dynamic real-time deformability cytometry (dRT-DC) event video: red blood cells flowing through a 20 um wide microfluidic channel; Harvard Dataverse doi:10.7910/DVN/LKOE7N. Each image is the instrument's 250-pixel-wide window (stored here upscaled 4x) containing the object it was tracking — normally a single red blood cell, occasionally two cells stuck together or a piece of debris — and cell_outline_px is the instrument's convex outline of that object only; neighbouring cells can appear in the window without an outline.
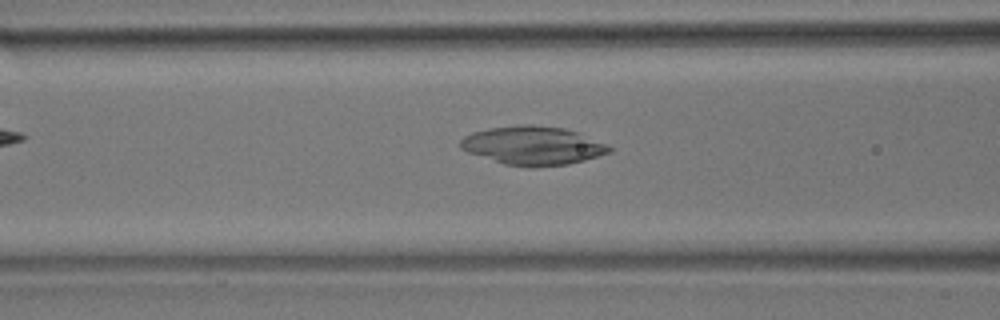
{"species": "common noctule bat (a hibernating species)", "species_latin": "Nyctalus noctula", "temperature_condition": "room temperature", "stored_images_in_passage": 39, "camera_frame_rate_fps": 3000, "um_per_image_px": 0.085, "animal": {"sex": "male", "body_mass_g": 17.9}, "frame": {"image": 1, "passage_image": 7, "time_ms": 2.0, "image_size_px": [1000, 320], "cell_outline_px": [[616, 148], [612, 152], [584, 160], [568, 164], [532, 168], [528, 168], [504, 164], [468, 152], [460, 148], [460, 140], [464, 136], [472, 132], [488, 128], [524, 124], [532, 124], [564, 128], [580, 132]], "centroid_in_image_um": [45.34, 12.37], "position_along_channel_um": 121.3, "area_um2": 33.93}}
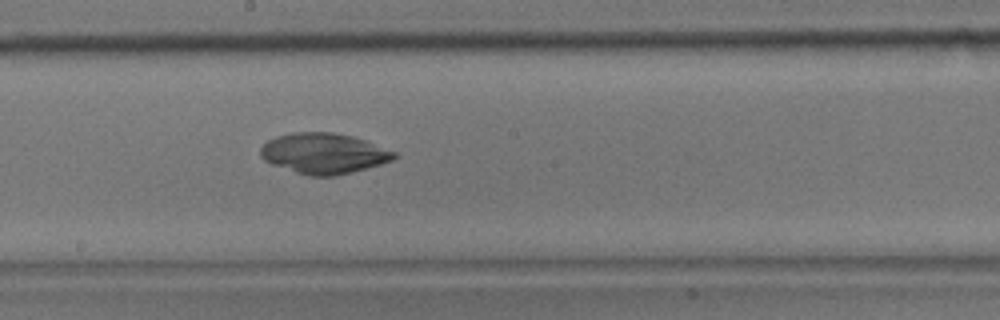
{"frame": {"image": 2, "passage_image": 15, "time_ms": 4.667, "image_size_px": [1000, 320], "cell_outline_px": [[400, 156], [392, 160], [380, 164], [352, 172], [336, 176], [308, 176], [272, 164], [264, 160], [260, 156], [260, 148], [268, 140], [276, 136], [292, 132], [332, 132], [352, 136], [364, 140], [396, 152]], "centroid_in_image_um": [27.51, 13.04], "position_along_channel_um": 220.7, "area_um2": 31.56}}
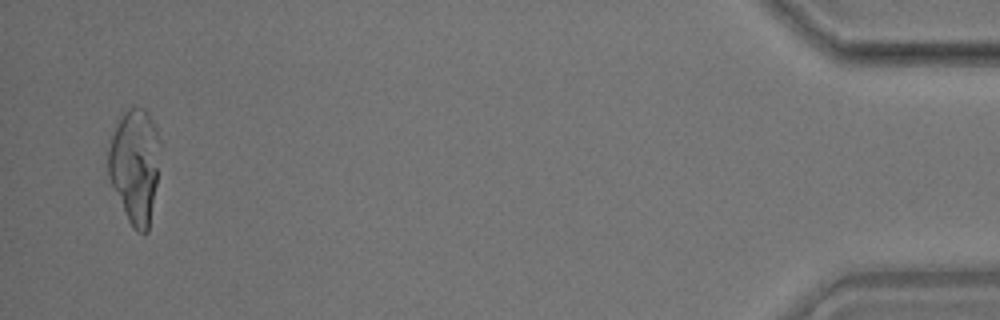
{"frame": {"image": 3, "passage_image": 38, "time_ms": 12.333, "image_size_px": [1000, 320], "cell_outline_px": [[156, 184], [148, 232], [136, 232], [132, 228], [128, 220], [108, 176], [108, 148], [120, 112], [128, 108], [144, 108], [152, 120], [156, 128]], "centroid_in_image_um": [11.4, 14.08], "position_along_channel_um": 423.8, "area_um2": 33.58}}